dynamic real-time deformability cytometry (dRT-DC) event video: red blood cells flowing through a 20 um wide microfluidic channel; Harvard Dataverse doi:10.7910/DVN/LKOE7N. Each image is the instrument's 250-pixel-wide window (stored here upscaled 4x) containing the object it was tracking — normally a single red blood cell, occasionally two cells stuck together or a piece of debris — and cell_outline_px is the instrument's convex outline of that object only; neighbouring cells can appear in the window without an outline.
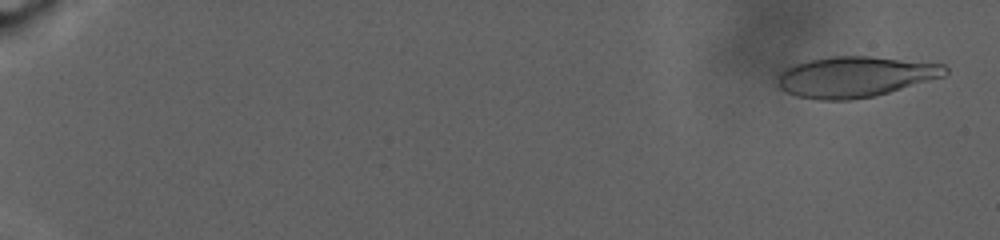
{"species": "human", "species_latin": "Homo sapiens", "temperature_condition": "warm", "stored_images_in_passage": 89, "camera_frame_rate_fps": 3000, "um_per_image_px": 0.085, "donor": {"sex": "male"}, "frame": {"image": 1, "passage_image": 4, "time_ms": 1.0, "image_size_px": [1000, 240], "cell_outline_px": [[948, 72], [944, 76], [876, 96], [848, 100], [820, 100], [796, 96], [780, 88], [776, 80], [780, 72], [784, 68], [808, 60], [828, 56], [868, 56], [944, 64], [948, 68]], "centroid_in_image_um": [72.67, 6.52], "position_along_channel_um": 12.3, "area_um2": 39.77}}
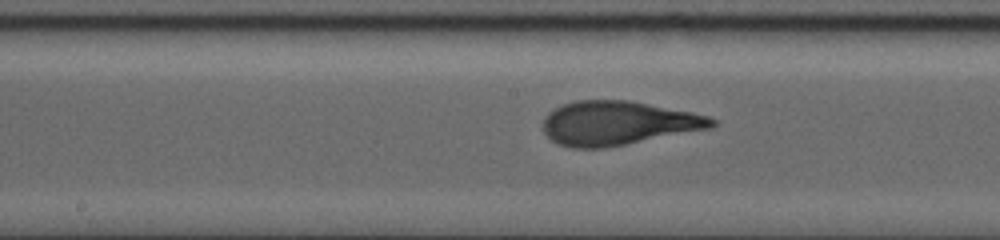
{"frame": {"image": 2, "passage_image": 52, "time_ms": 17.0, "image_size_px": [1000, 240], "cell_outline_px": [[716, 124], [712, 128], [604, 148], [572, 148], [556, 144], [544, 132], [544, 116], [552, 108], [576, 100], [628, 100], [692, 112], [708, 116], [716, 120]], "centroid_in_image_um": [52.5, 10.46], "position_along_channel_um": 195.7, "area_um2": 43.29}}
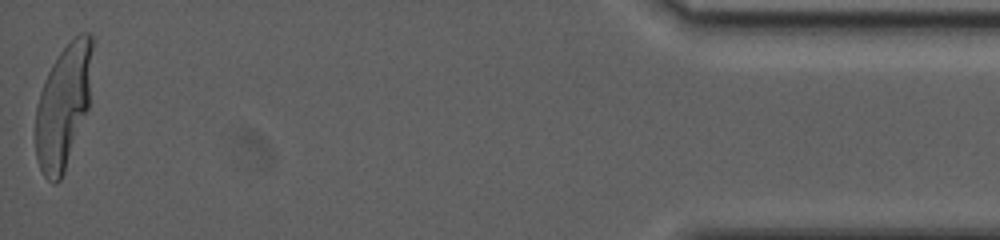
{"frame": {"image": 3, "passage_image": 89, "time_ms": 29.333, "image_size_px": [1000, 240], "cell_outline_px": [[92, 48], [88, 108], [64, 172], [60, 180], [56, 184], [52, 184], [44, 176], [36, 160], [36, 108], [40, 92], [44, 80], [52, 64], [60, 52], [80, 32], [88, 32], [92, 36]], "centroid_in_image_um": [5.36, 9.05], "position_along_channel_um": 429.8, "area_um2": 40.52}}